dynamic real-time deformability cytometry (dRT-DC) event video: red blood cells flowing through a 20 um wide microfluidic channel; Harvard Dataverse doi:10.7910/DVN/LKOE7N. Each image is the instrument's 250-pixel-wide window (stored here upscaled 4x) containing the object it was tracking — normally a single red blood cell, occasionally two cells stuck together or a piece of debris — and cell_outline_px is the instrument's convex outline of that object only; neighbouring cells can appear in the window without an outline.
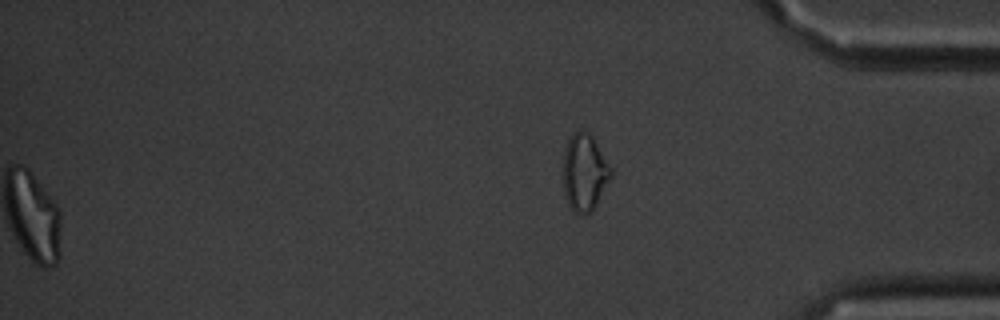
{"species": "common noctule bat (a hibernating species)", "species_latin": "Nyctalus noctula", "temperature_condition": "cold", "stored_images_in_passage": 47, "segment_of_instrument_passage": [2, 2], "camera_frame_rate_fps": 3000, "um_per_image_px": 0.085, "animal": {"sex": "male", "body_mass_g": 20.1, "forearm_length_mm": 53.5}, "frame": {"image": 1, "passage_image": 47, "time_ms": 15.333, "image_size_px": [1000, 320], "cell_outline_px": [[612, 176], [592, 212], [580, 216], [568, 204], [564, 192], [564, 148], [572, 132], [580, 128], [592, 136], [612, 168]], "centroid_in_image_um": [49.69, 14.65], "position_along_channel_um": 385.5, "area_um2": 21.5}}